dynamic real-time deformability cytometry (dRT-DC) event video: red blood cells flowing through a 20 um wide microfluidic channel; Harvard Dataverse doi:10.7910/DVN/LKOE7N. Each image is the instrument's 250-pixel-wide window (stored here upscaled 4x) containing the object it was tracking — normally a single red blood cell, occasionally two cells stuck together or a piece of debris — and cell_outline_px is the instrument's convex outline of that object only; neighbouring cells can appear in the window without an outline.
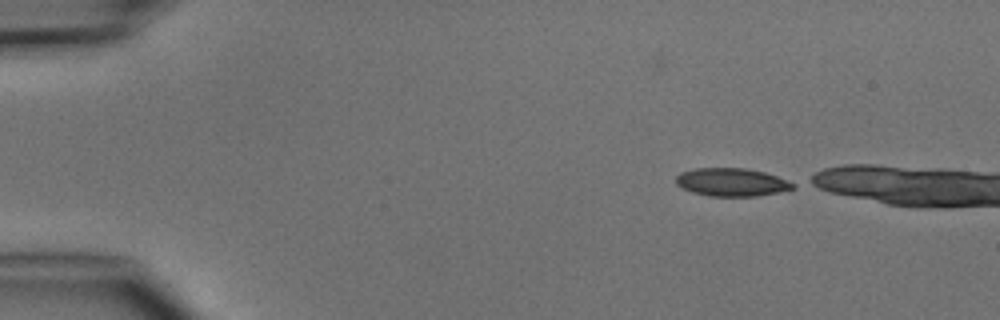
{"species": "common noctule bat (a hibernating species)", "species_latin": "Nyctalus noctula", "temperature_condition": "cold", "stored_images_in_passage": 4, "camera_frame_rate_fps": 3000, "um_per_image_px": 0.085, "animal": {"sex": "male", "body_mass_g": 15.6}, "frame": {"image": 1, "passage_image": 1, "time_ms": 0.0, "image_size_px": [1000, 320], "cell_outline_px": [[796, 188], [756, 196], [708, 196], [692, 192], [676, 184], [676, 176], [680, 172], [696, 168], [744, 168], [764, 172], [776, 176], [796, 184]], "centroid_in_image_um": [62.17, 15.48], "position_along_channel_um": 22.8, "area_um2": 19.02}}